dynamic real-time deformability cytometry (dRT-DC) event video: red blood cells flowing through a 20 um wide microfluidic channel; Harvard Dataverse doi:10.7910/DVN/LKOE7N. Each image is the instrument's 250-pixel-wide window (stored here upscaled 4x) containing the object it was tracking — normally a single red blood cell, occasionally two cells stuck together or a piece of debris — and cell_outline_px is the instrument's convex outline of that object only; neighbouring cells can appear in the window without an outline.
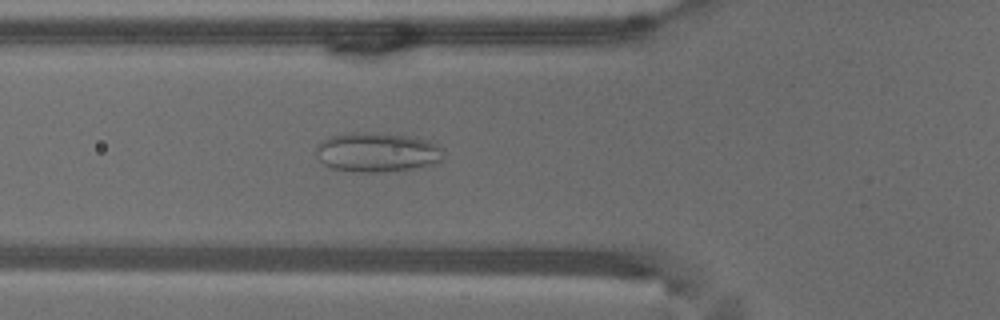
{"species": "common noctule bat (a hibernating species)", "species_latin": "Nyctalus noctula", "temperature_condition": "warm", "stored_images_in_passage": 45, "camera_frame_rate_fps": 3000, "um_per_image_px": 0.085, "animal": {"sex": "male", "body_mass_g": 18.8}, "frame": {"image": 1, "passage_image": 11, "time_ms": 3.333, "image_size_px": [1000, 320], "cell_outline_px": [[444, 156], [440, 164], [412, 168], [380, 172], [360, 172], [332, 168], [324, 164], [320, 160], [316, 152], [316, 144], [332, 136], [352, 132], [364, 132], [408, 136], [428, 140], [444, 148]], "centroid_in_image_um": [32.11, 12.94], "position_along_channel_um": 93.7, "area_um2": 29.36}}
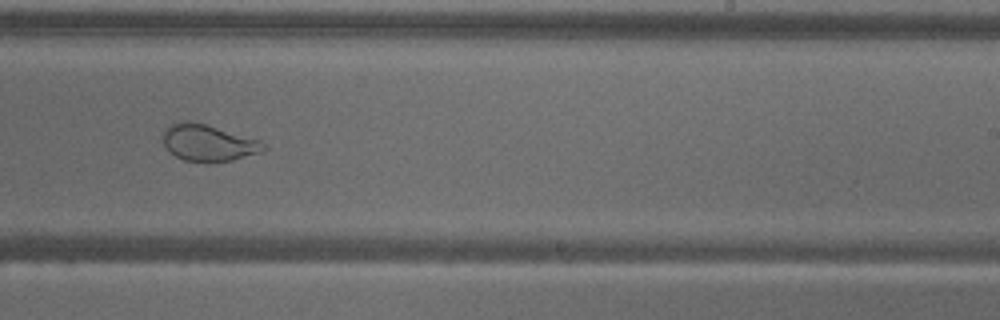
{"frame": {"image": 2, "passage_image": 25, "time_ms": 8.0, "image_size_px": [1000, 320], "cell_outline_px": [[268, 148], [260, 152], [232, 160], [184, 160], [168, 152], [160, 136], [168, 124], [180, 120], [188, 120], [204, 124], [260, 140]], "centroid_in_image_um": [17.63, 12.1], "position_along_channel_um": 271.4, "area_um2": 21.21}}
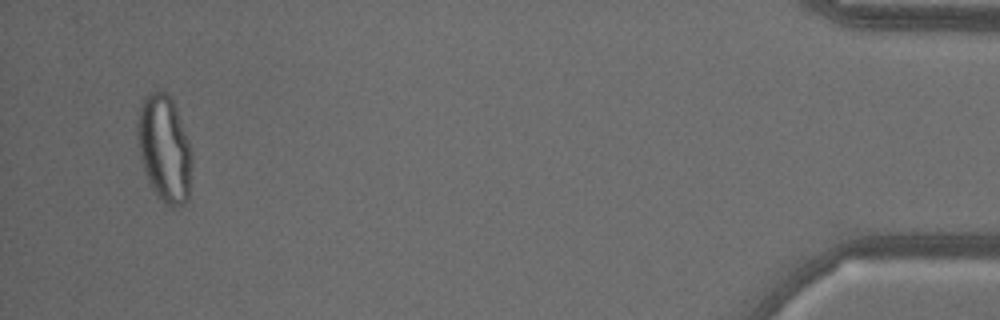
{"frame": {"image": 3, "passage_image": 43, "time_ms": 14.0, "image_size_px": [1000, 320], "cell_outline_px": [[192, 164], [188, 200], [184, 204], [176, 208], [172, 208], [164, 204], [160, 200], [152, 188], [148, 180], [140, 156], [136, 136], [136, 120], [140, 104], [144, 96], [148, 92], [160, 88], [168, 92], [176, 108], [192, 152]], "centroid_in_image_um": [13.95, 12.6], "position_along_channel_um": 421.2, "area_um2": 34.56}, "authors_computed_cell_mechanics": {"area_um2": 29.4202, "velocity_mm_per_s": 3.7907, "shape_relaxation_time_tau1_ms": null, "shape_relaxation_time_tau2_ms": 0.7085, "deformation_change_tau1": null, "deformation_change_tau2": 0.0683}}